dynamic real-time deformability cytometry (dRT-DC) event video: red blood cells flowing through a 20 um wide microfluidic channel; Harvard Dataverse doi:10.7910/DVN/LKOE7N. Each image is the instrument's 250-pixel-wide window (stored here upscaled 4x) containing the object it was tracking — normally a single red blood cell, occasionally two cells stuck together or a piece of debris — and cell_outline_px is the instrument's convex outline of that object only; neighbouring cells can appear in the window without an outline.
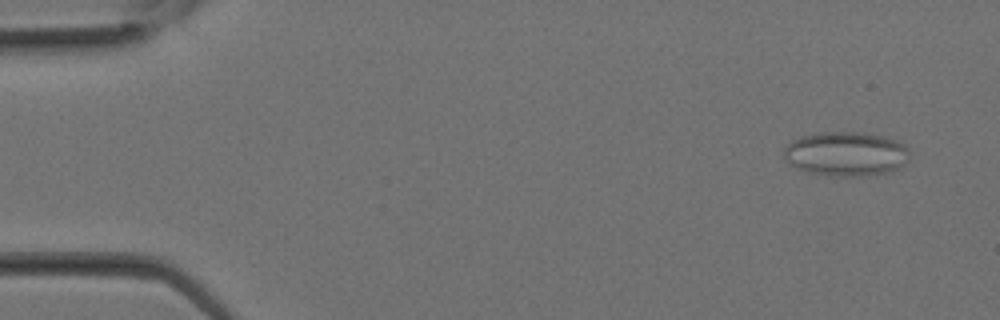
{"species": "Egyptian fruit bat (a non-hibernating species)", "species_latin": "Rousettus aegyptiacus", "temperature_condition": "room temperature", "stored_images_in_passage": 21, "camera_frame_rate_fps": 3000, "um_per_image_px": 0.085, "animal": {"sex": "female"}, "frame": {"image": 1, "passage_image": 2, "time_ms": 0.333, "image_size_px": [1000, 320], "cell_outline_px": [[908, 160], [900, 168], [892, 172], [860, 176], [832, 176], [808, 172], [796, 168], [788, 164], [784, 156], [784, 148], [792, 140], [800, 136], [820, 132], [856, 132], [884, 136], [900, 140], [908, 148]], "centroid_in_image_um": [71.92, 13.08], "position_along_channel_um": 13.1, "area_um2": 32.89}}
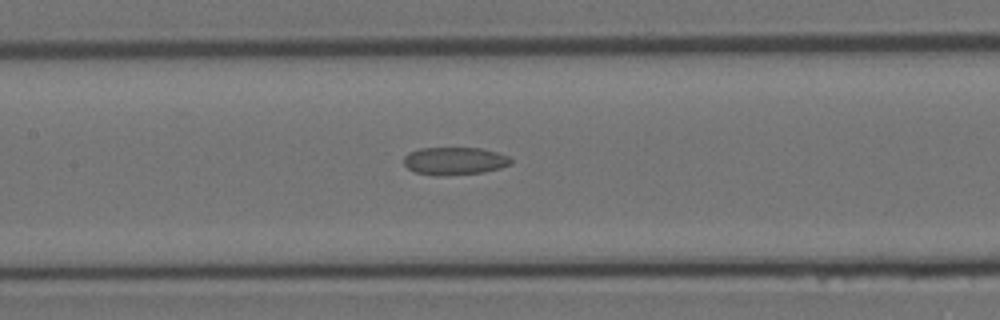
{"frame": {"image": 2, "passage_image": 14, "time_ms": 4.333, "image_size_px": [1000, 320], "cell_outline_px": [[512, 164], [500, 168], [484, 172], [436, 176], [416, 172], [408, 168], [404, 164], [404, 156], [408, 152], [420, 148], [480, 148], [496, 152], [508, 156], [512, 160]], "centroid_in_image_um": [38.63, 13.68], "position_along_channel_um": 168.8, "area_um2": 17.28}}
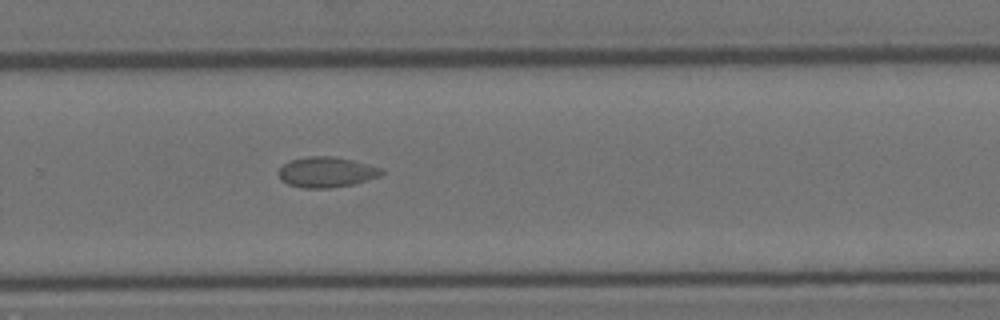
{"frame": {"image": 3, "passage_image": 20, "time_ms": 6.333, "image_size_px": [1000, 320], "cell_outline_px": [[384, 172], [380, 176], [368, 180], [352, 184], [328, 188], [300, 188], [288, 184], [280, 180], [276, 172], [284, 164], [292, 160], [308, 156], [332, 156], [352, 160], [384, 168]], "centroid_in_image_um": [27.74, 14.63], "position_along_channel_um": 302.1, "area_um2": 18.38}}